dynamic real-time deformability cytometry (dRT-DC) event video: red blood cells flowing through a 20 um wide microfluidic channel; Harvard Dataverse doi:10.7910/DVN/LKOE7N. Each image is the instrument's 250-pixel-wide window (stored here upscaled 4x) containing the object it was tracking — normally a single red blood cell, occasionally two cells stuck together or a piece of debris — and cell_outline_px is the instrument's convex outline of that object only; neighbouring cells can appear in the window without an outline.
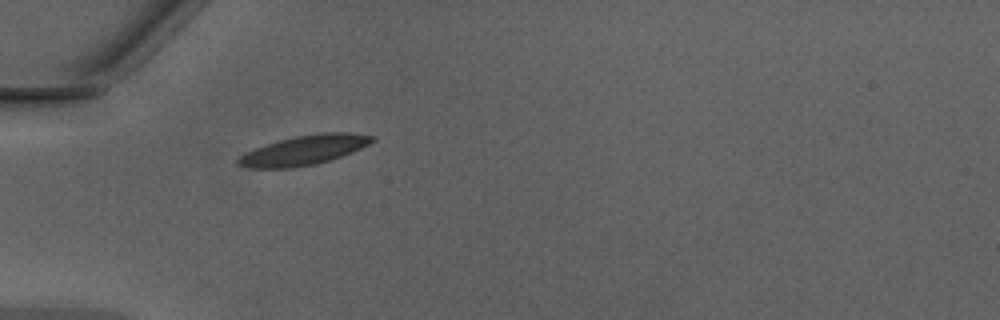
{"species": "Egyptian fruit bat (a non-hibernating species)", "species_latin": "Rousettus aegyptiacus", "temperature_condition": "warm", "stored_images_in_passage": 11, "camera_frame_rate_fps": 3000, "um_per_image_px": 0.085, "animal": {"sex": "male"}, "frame": {"image": 1, "passage_image": 1, "time_ms": 0.0, "image_size_px": [1000, 320], "cell_outline_px": [[376, 140], [352, 152], [332, 160], [316, 164], [292, 168], [248, 168], [236, 164], [236, 160], [240, 156], [256, 148], [280, 140], [296, 136], [320, 132], [352, 132], [376, 136]], "centroid_in_image_um": [25.89, 12.76], "position_along_channel_um": 59.1, "area_um2": 23.12}}
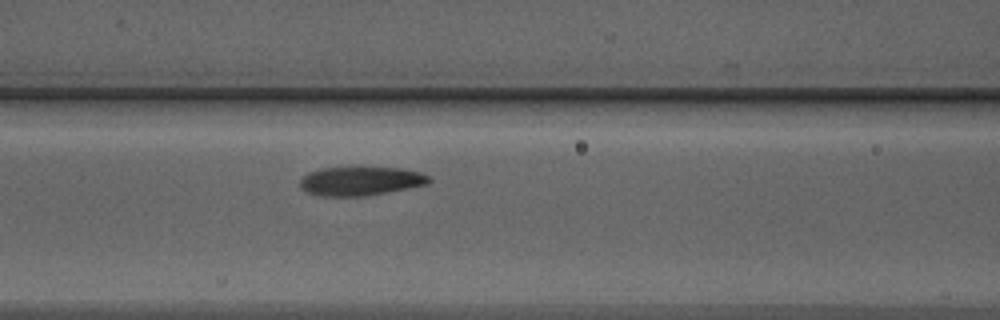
{"frame": {"image": 2, "passage_image": 7, "time_ms": 2.0, "image_size_px": [1000, 320], "cell_outline_px": [[432, 180], [428, 184], [408, 188], [364, 196], [320, 196], [308, 192], [300, 188], [300, 180], [308, 172], [320, 168], [400, 168], [420, 172], [428, 176]], "centroid_in_image_um": [30.64, 15.39], "position_along_channel_um": 136.0, "area_um2": 21.5}}
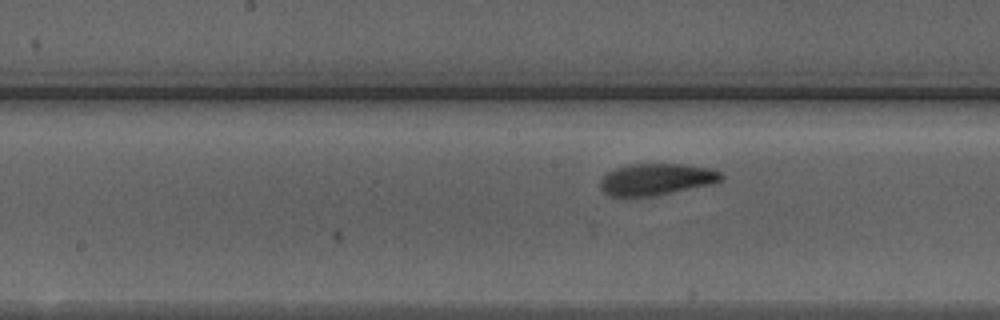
{"frame": {"image": 3, "passage_image": 11, "time_ms": 3.333, "image_size_px": [1000, 320], "cell_outline_px": [[724, 180], [712, 184], [652, 196], [612, 196], [604, 192], [600, 188], [600, 176], [616, 168], [628, 164], [684, 164], [712, 168], [720, 172], [724, 176]], "centroid_in_image_um": [55.8, 15.23], "position_along_channel_um": 192.4, "area_um2": 22.43}}